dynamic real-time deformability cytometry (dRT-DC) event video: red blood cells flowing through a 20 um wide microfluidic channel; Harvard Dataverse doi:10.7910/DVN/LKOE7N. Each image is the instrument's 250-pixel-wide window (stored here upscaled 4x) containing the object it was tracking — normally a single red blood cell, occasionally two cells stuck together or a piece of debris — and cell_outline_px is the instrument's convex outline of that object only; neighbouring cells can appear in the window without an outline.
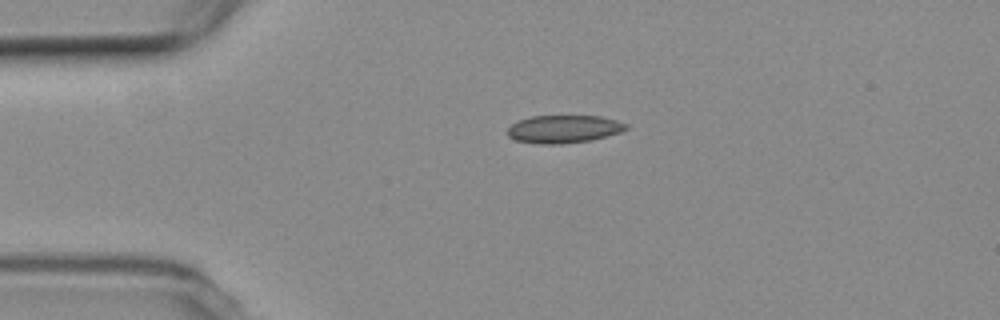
{"species": "common noctule bat (a hibernating species)", "species_latin": "Nyctalus noctula", "temperature_condition": "room temperature", "stored_images_in_passage": 2, "camera_frame_rate_fps": 3000, "um_per_image_px": 0.085, "animal": {"sex": "female", "body_mass_g": 19.3, "forearm_length_mm": 54.1}, "frame": {"image": 1, "passage_image": 1, "time_ms": 0.0, "image_size_px": [1000, 320], "cell_outline_px": [[628, 128], [620, 132], [592, 140], [560, 144], [536, 144], [516, 140], [508, 136], [508, 128], [512, 124], [520, 120], [532, 116], [600, 116], [616, 120], [628, 124]], "centroid_in_image_um": [47.93, 10.97], "position_along_channel_um": 37.1, "area_um2": 19.19}}